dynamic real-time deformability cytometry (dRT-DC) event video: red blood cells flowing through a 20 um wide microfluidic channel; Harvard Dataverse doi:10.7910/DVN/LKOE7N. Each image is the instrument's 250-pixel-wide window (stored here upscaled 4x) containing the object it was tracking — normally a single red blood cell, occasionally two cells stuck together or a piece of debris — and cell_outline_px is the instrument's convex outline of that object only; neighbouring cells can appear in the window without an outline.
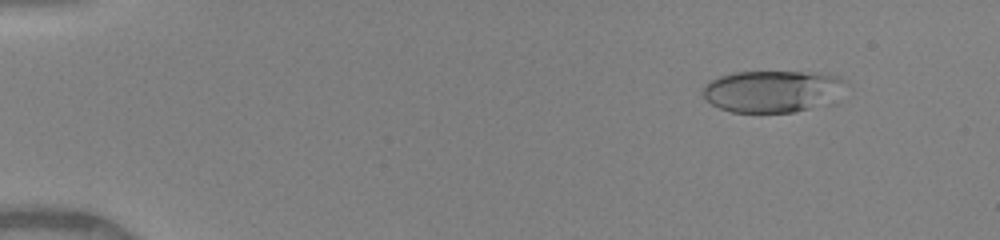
{"species": "human", "species_latin": "Homo sapiens", "temperature_condition": "warm", "stored_images_in_passage": 50, "camera_frame_rate_fps": 3000, "um_per_image_px": 0.085, "donor": {"sex": "female"}, "frame": {"image": 1, "passage_image": 6, "time_ms": 1.667, "image_size_px": [1000, 240], "cell_outline_px": [[848, 84], [808, 108], [792, 112], [732, 112], [720, 108], [704, 100], [700, 92], [704, 84], [708, 80], [732, 72], [812, 72], [840, 76]], "centroid_in_image_um": [65.44, 7.72], "position_along_channel_um": 19.6, "area_um2": 34.04}}
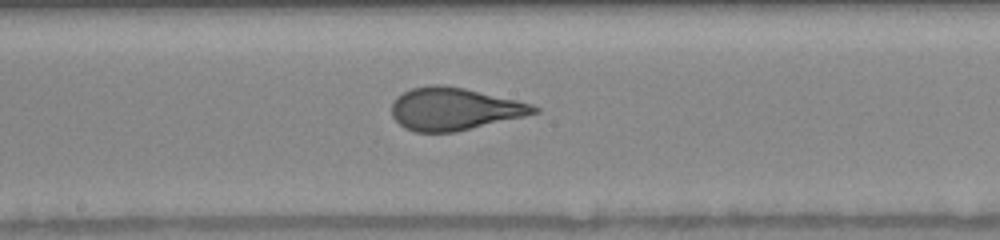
{"frame": {"image": 2, "passage_image": 28, "time_ms": 9.0, "image_size_px": [1000, 240], "cell_outline_px": [[540, 112], [524, 116], [456, 132], [416, 132], [404, 128], [392, 116], [392, 104], [396, 96], [412, 88], [432, 84], [440, 84], [464, 88], [516, 100], [532, 104], [540, 108]], "centroid_in_image_um": [38.6, 9.26], "position_along_channel_um": 209.6, "area_um2": 35.14}}
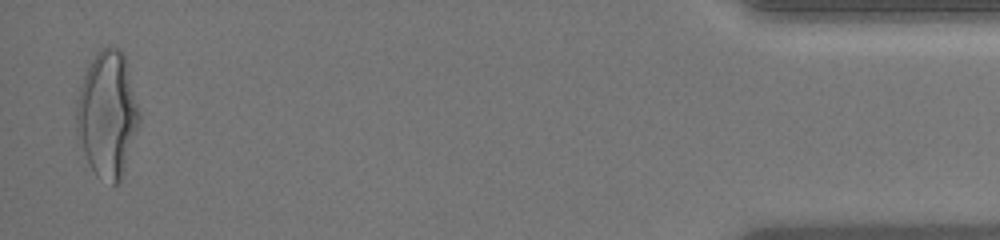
{"frame": {"image": 3, "passage_image": 49, "time_ms": 16.0, "image_size_px": [1000, 240], "cell_outline_px": [[140, 120], [124, 176], [112, 188], [96, 176], [88, 160], [76, 128], [76, 100], [88, 64], [96, 52], [100, 48], [120, 48], [124, 52], [140, 112]], "centroid_in_image_um": [9.15, 9.74], "position_along_channel_um": 426.0, "area_um2": 46.36}, "authors_computed_cell_mechanics": {"area_um2": 35.1424, "velocity_mm_per_s": 4.1371, "shape_relaxation_time_tau1_ms": 4.2216, "shape_relaxation_time_tau2_ms": null, "deformation_change_tau1": 0.2074, "deformation_change_tau2": null}}